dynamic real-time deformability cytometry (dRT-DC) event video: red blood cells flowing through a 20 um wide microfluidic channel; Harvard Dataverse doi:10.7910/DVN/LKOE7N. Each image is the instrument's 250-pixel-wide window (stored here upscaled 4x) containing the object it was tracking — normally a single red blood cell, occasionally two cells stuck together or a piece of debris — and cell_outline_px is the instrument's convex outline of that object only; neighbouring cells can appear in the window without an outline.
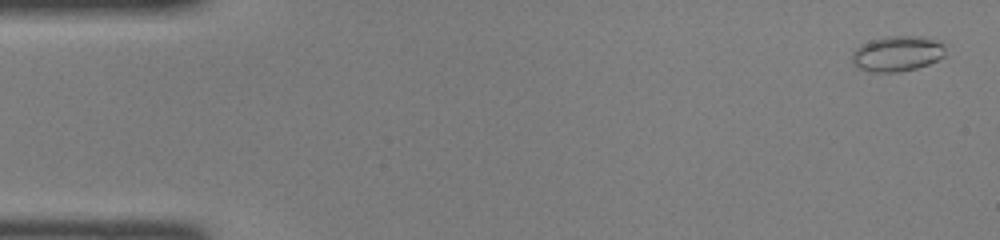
{"species": "common noctule bat (a hibernating species)", "species_latin": "Nyctalus noctula", "temperature_condition": "room temperature", "stored_images_in_passage": 46, "camera_frame_rate_fps": 3000, "um_per_image_px": 0.085, "animal": {"sex": "female", "body_mass_g": 22.0, "forearm_length_mm": 56.7}, "frame": {"image": 1, "passage_image": 2, "time_ms": 0.333, "image_size_px": [1000, 240], "cell_outline_px": [[944, 56], [928, 64], [916, 68], [900, 72], [868, 72], [852, 64], [852, 52], [856, 48], [872, 40], [884, 36], [928, 36], [944, 40]], "centroid_in_image_um": [76.3, 4.54], "position_along_channel_um": 8.7, "area_um2": 19.59}}
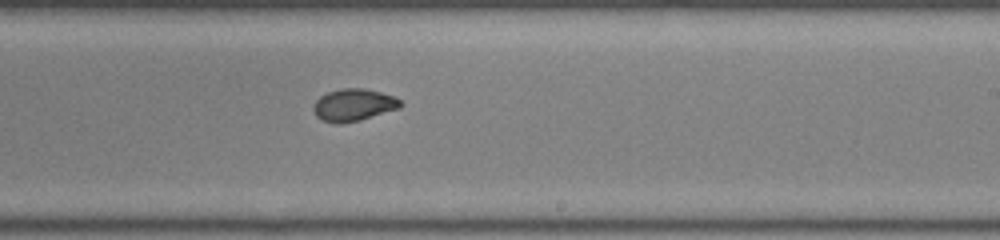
{"frame": {"image": 2, "passage_image": 28, "time_ms": 9.0, "image_size_px": [1000, 240], "cell_outline_px": [[404, 104], [400, 108], [360, 120], [340, 124], [336, 124], [320, 120], [316, 116], [312, 108], [312, 104], [320, 96], [328, 92], [340, 88], [364, 88], [380, 92], [392, 96], [400, 100]], "centroid_in_image_um": [30.02, 8.93], "position_along_channel_um": 259.0, "area_um2": 16.53}}
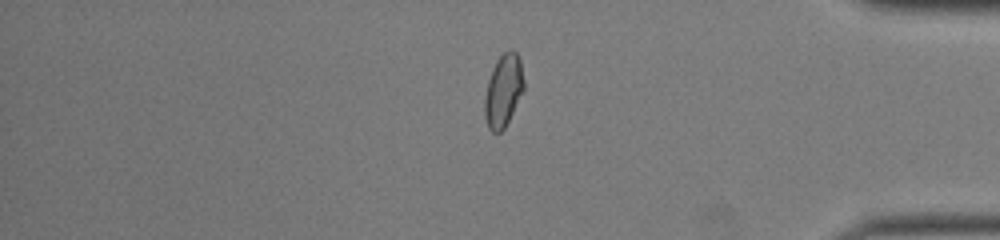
{"frame": {"image": 3, "passage_image": 39, "time_ms": 12.667, "image_size_px": [1000, 240], "cell_outline_px": [[524, 88], [504, 128], [500, 132], [492, 132], [488, 128], [484, 116], [484, 96], [488, 80], [492, 68], [496, 60], [508, 48], [512, 48], [516, 52], [520, 60], [524, 80]], "centroid_in_image_um": [42.76, 7.66], "position_along_channel_um": 392.4, "area_um2": 16.59}}